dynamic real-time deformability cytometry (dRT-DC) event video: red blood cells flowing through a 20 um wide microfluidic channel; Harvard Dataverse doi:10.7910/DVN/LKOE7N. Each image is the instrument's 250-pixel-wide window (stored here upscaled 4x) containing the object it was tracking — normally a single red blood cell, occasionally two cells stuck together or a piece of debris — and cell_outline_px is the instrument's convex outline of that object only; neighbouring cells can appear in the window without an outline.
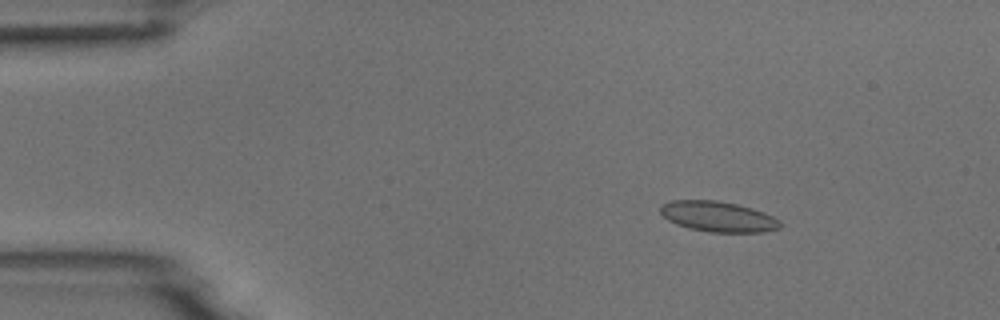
{"species": "common noctule bat (a hibernating species)", "species_latin": "Nyctalus noctula", "temperature_condition": "room temperature", "stored_images_in_passage": 5, "camera_frame_rate_fps": 3000, "um_per_image_px": 0.085, "animal": {"sex": "male", "body_mass_g": 18.8}, "frame": {"image": 1, "passage_image": 3, "time_ms": 2.333, "image_size_px": [1000, 320], "cell_outline_px": [[780, 228], [764, 232], [708, 232], [688, 228], [676, 224], [668, 220], [660, 212], [660, 204], [672, 200], [716, 200], [736, 204], [752, 208], [764, 212], [780, 220]], "centroid_in_image_um": [61.02, 18.41], "position_along_channel_um": 24.0, "area_um2": 21.33}}